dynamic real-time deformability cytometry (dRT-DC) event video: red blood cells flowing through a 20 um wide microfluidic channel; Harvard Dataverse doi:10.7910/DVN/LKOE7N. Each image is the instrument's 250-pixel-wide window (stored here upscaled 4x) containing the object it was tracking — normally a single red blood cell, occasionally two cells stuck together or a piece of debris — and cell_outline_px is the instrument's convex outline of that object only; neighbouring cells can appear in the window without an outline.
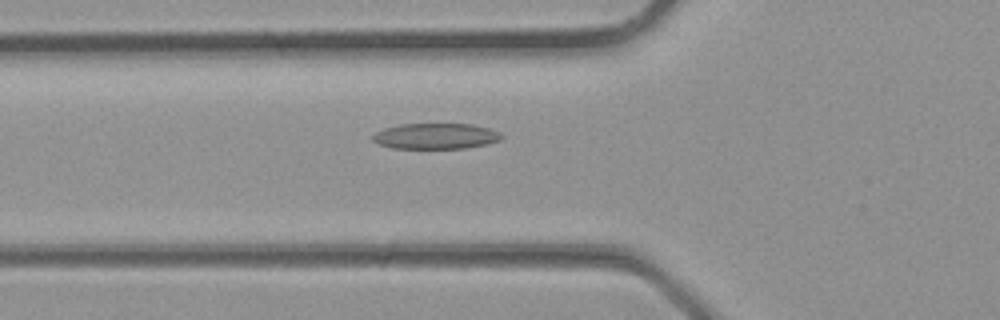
{"species": "common noctule bat (a hibernating species)", "species_latin": "Nyctalus noctula", "temperature_condition": "room temperature", "stored_images_in_passage": 25, "camera_frame_rate_fps": 3000, "um_per_image_px": 0.085, "animal": {"sex": "male", "body_mass_g": 23.1, "forearm_length_mm": 52.7}, "frame": {"image": 1, "passage_image": 3, "time_ms": 0.667, "image_size_px": [1000, 320], "cell_outline_px": [[504, 136], [500, 140], [484, 144], [464, 148], [392, 148], [380, 144], [372, 140], [372, 136], [376, 132], [384, 128], [400, 124], [472, 124], [488, 128], [500, 132]], "centroid_in_image_um": [37.03, 11.56], "position_along_channel_um": 88.8, "area_um2": 19.19}}
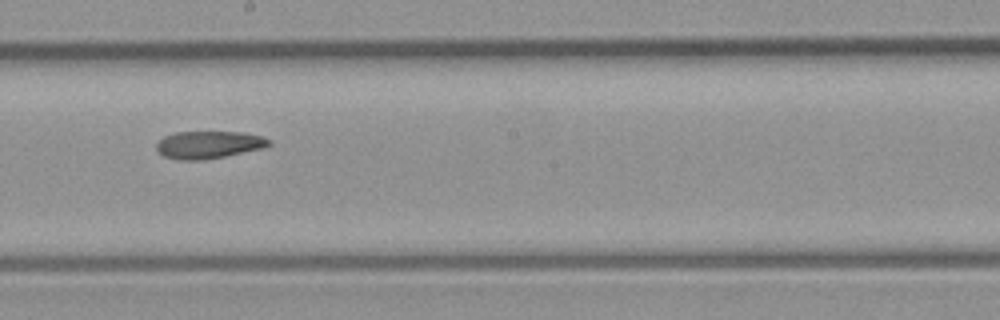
{"frame": {"image": 2, "passage_image": 10, "time_ms": 3.0, "image_size_px": [1000, 320], "cell_outline_px": [[272, 144], [264, 148], [204, 160], [180, 160], [164, 156], [156, 148], [156, 144], [164, 136], [176, 132], [244, 132], [260, 136], [272, 140]], "centroid_in_image_um": [17.77, 12.3], "position_along_channel_um": 230.4, "area_um2": 17.98}}
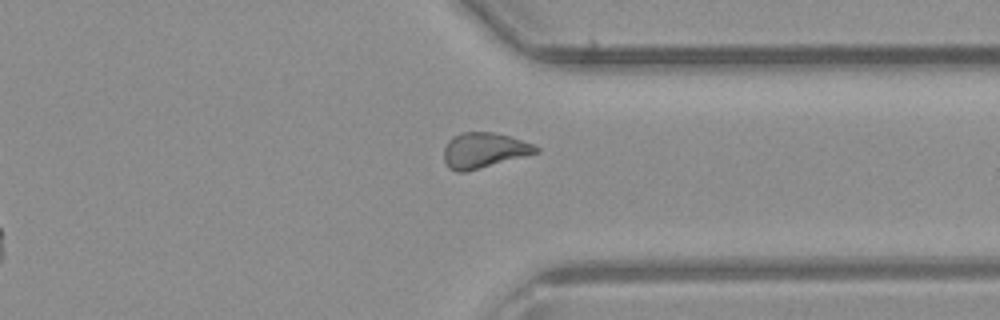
{"frame": {"image": 3, "passage_image": 17, "time_ms": 5.333, "image_size_px": [1000, 320], "cell_outline_px": [[540, 152], [468, 172], [456, 172], [448, 168], [444, 160], [444, 148], [448, 140], [452, 136], [464, 132], [492, 132], [512, 136], [532, 144], [540, 148]], "centroid_in_image_um": [41.13, 12.79], "position_along_channel_um": 370.3, "area_um2": 19.25}}